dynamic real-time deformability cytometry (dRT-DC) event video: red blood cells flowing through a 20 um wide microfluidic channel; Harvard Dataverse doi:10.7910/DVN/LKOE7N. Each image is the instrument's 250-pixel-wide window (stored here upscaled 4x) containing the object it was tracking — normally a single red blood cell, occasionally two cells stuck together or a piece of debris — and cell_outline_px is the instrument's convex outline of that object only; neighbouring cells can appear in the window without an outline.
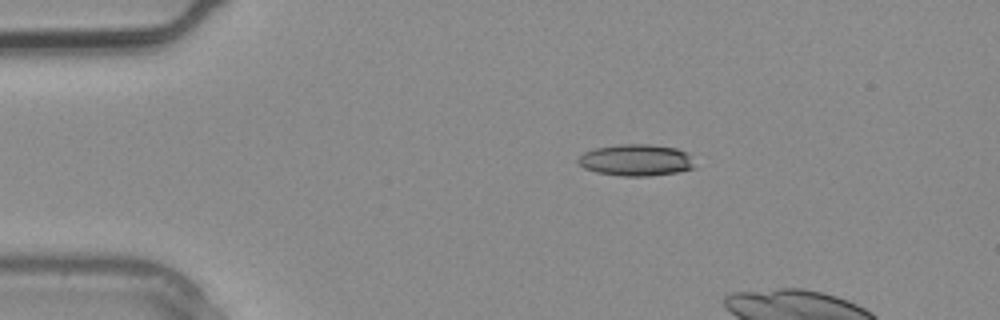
{"species": "common noctule bat (a hibernating species)", "species_latin": "Nyctalus noctula", "temperature_condition": "warm", "stored_images_in_passage": 2, "camera_frame_rate_fps": 3000, "um_per_image_px": 0.085, "animal": {"sex": "male", "body_mass_g": 20.4}, "frame": {"image": 1, "passage_image": 1, "time_ms": 0.0, "image_size_px": [1000, 320], "cell_outline_px": [[696, 168], [676, 172], [648, 176], [620, 176], [596, 172], [584, 168], [576, 160], [584, 152], [596, 148], [620, 144], [648, 144], [676, 148], [688, 152]], "centroid_in_image_um": [54.07, 13.61], "position_along_channel_um": 30.9, "area_um2": 21.5}}
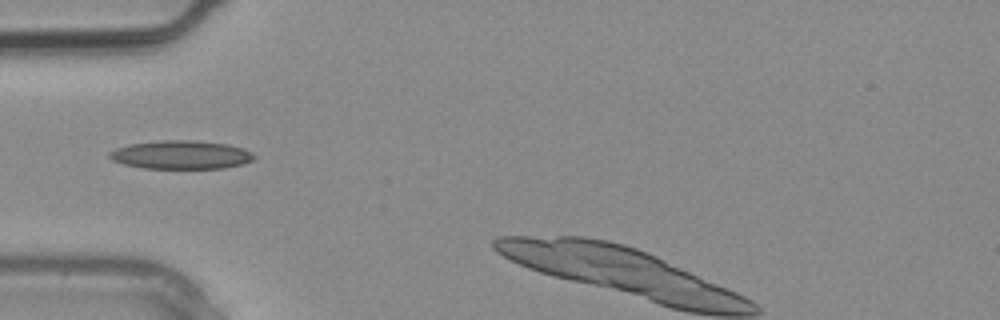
{"frame": {"image": 2, "passage_image": 2, "time_ms": 0.333, "image_size_px": [1000, 320], "cell_outline_px": [[256, 156], [252, 160], [244, 164], [224, 168], [144, 168], [124, 164], [112, 160], [108, 156], [108, 152], [116, 148], [128, 144], [160, 140], [192, 140], [228, 144], [244, 148], [252, 152]], "centroid_in_image_um": [15.39, 13.15], "position_along_channel_um": 69.6, "area_um2": 24.16}}